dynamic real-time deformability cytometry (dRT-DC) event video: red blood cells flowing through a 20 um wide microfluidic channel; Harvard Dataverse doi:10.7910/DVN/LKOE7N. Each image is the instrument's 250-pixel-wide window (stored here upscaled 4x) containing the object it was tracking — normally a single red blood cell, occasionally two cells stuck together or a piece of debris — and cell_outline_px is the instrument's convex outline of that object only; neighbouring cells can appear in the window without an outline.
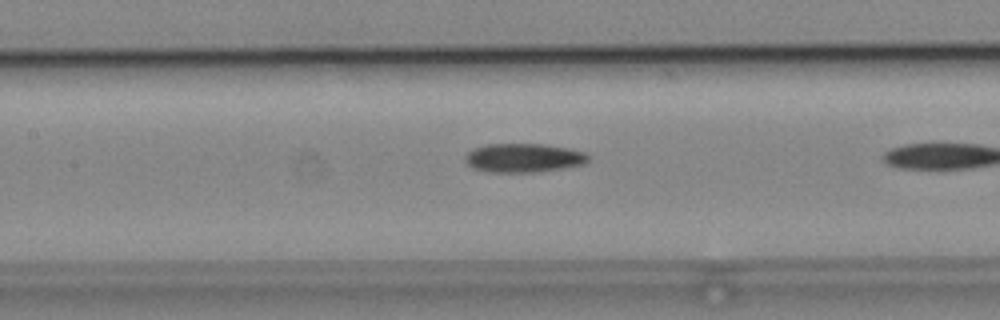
{"species": "common noctule bat (a hibernating species)", "species_latin": "Nyctalus noctula", "temperature_condition": "cold", "stored_images_in_passage": 5, "camera_frame_rate_fps": 3000, "um_per_image_px": 0.085, "animal": {"sex": "male", "body_mass_g": 19.2, "forearm_length_mm": 51.8}, "frame": {"image": 1, "passage_image": 4, "time_ms": 1.0, "image_size_px": [1000, 320], "cell_outline_px": [[592, 156], [584, 164], [564, 168], [536, 172], [488, 172], [472, 168], [464, 160], [464, 156], [472, 148], [484, 144], [544, 144], [568, 148], [584, 152]], "centroid_in_image_um": [44.49, 13.42], "position_along_channel_um": 162.9, "area_um2": 20.98}}